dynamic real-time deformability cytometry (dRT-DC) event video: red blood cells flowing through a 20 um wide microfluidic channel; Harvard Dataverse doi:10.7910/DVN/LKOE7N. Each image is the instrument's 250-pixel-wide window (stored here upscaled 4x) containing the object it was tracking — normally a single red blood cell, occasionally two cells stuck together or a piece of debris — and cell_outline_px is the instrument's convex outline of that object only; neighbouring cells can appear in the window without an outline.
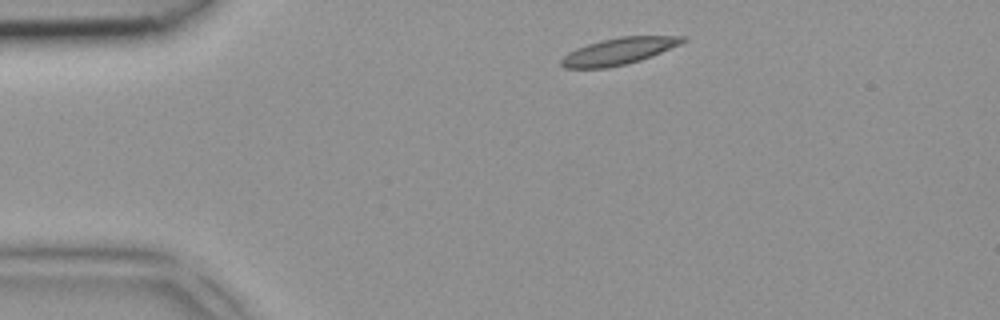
{"species": "common noctule bat (a hibernating species)", "species_latin": "Nyctalus noctula", "temperature_condition": "room temperature", "stored_images_in_passage": 2, "camera_frame_rate_fps": 3000, "um_per_image_px": 0.085, "animal": {"sex": "female", "body_mass_g": 18.4}, "frame": {"image": 1, "passage_image": 1, "time_ms": 0.0, "image_size_px": [1000, 320], "cell_outline_px": [[688, 40], [680, 44], [652, 56], [628, 64], [608, 68], [564, 68], [560, 64], [560, 60], [568, 52], [576, 48], [588, 44], [620, 36], [684, 36]], "centroid_in_image_um": [52.59, 4.36], "position_along_channel_um": 32.4, "area_um2": 18.9}}